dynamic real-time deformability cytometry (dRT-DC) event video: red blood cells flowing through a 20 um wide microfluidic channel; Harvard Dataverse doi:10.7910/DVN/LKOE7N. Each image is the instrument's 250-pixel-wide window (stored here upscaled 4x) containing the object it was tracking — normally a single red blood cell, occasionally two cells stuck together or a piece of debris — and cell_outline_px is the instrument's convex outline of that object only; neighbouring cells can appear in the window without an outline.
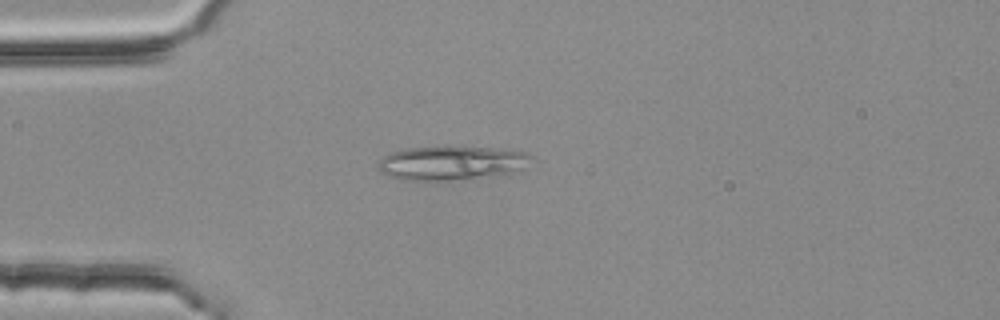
{"species": "common noctule bat (a hibernating species)", "species_latin": "Nyctalus noctula", "temperature_condition": "room temperature", "stored_images_in_passage": 4, "camera_frame_rate_fps": 3000, "um_per_image_px": 0.085, "animal": {"sex": "female", "body_mass_g": 25.1}, "frame": {"image": 1, "passage_image": 4, "time_ms": 1.0, "image_size_px": [1000, 320], "cell_outline_px": [[536, 160], [524, 168], [516, 172], [500, 176], [436, 184], [400, 180], [380, 172], [376, 164], [384, 156], [392, 152], [404, 148], [448, 144], [500, 148], [528, 152]], "centroid_in_image_um": [38.43, 13.87], "position_along_channel_um": 46.6, "area_um2": 33.23}}